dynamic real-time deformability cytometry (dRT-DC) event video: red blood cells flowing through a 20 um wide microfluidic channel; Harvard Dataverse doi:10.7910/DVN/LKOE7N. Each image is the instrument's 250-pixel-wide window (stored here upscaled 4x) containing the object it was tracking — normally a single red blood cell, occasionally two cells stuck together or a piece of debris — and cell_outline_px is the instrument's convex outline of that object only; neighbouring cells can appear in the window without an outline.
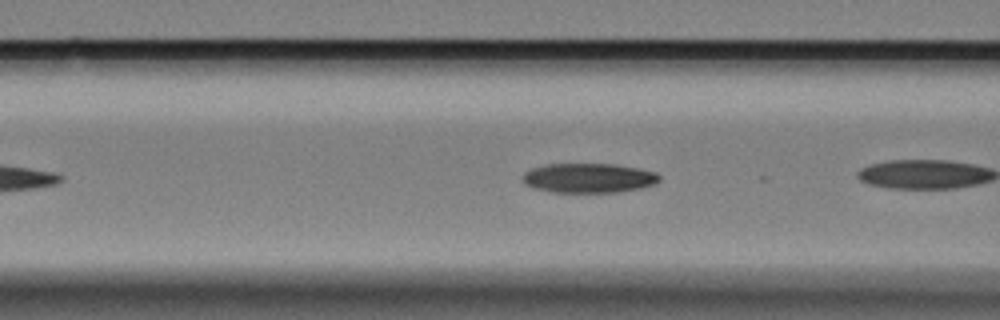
{"species": "Egyptian fruit bat (a non-hibernating species)", "species_latin": "Rousettus aegyptiacus", "temperature_condition": "cold", "stored_images_in_passage": 6, "camera_frame_rate_fps": 3000, "um_per_image_px": 0.085, "animal": {"sex": "female"}, "frame": {"image": 1, "passage_image": 3, "time_ms": 0.667, "image_size_px": [1000, 320], "cell_outline_px": [[660, 180], [656, 184], [640, 188], [616, 192], [552, 192], [532, 188], [524, 184], [520, 180], [520, 176], [524, 172], [532, 168], [544, 164], [612, 164], [636, 168], [656, 172], [660, 176]], "centroid_in_image_um": [49.97, 15.13], "position_along_channel_um": 116.6, "area_um2": 23.76}}